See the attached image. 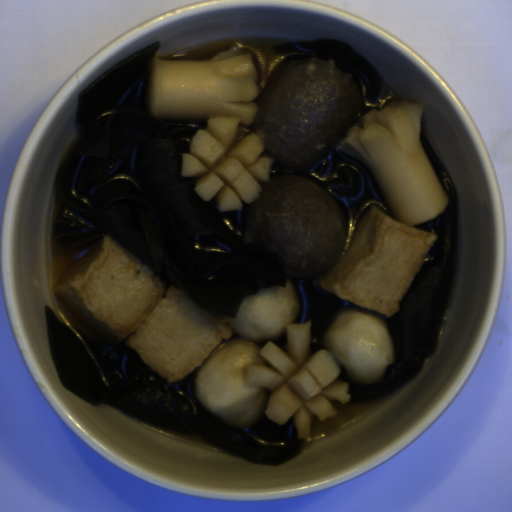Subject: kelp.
<instances>
[{
	"label": "kelp",
	"mask_w": 512,
	"mask_h": 512,
	"mask_svg": "<svg viewBox=\"0 0 512 512\" xmlns=\"http://www.w3.org/2000/svg\"><path fill=\"white\" fill-rule=\"evenodd\" d=\"M44 316L61 384L88 403L114 405L157 427L200 435L262 464H285L301 451L303 438L287 421L278 424L265 414L249 427H234L209 412L195 394V372L169 383L123 341L87 338L47 305Z\"/></svg>",
	"instance_id": "cf089659"
},
{
	"label": "kelp",
	"mask_w": 512,
	"mask_h": 512,
	"mask_svg": "<svg viewBox=\"0 0 512 512\" xmlns=\"http://www.w3.org/2000/svg\"><path fill=\"white\" fill-rule=\"evenodd\" d=\"M160 40L114 64L77 98L83 135L55 177L59 212L53 224L58 251L110 236L151 268L166 291L172 285L214 316L236 318L247 295L260 289H296L294 324L311 320L310 353L325 350L333 315L357 306L323 290L319 279L286 276L274 250L244 243L248 206L222 211L195 191L200 177L182 176V155L206 121L164 120L150 114L149 68Z\"/></svg>",
	"instance_id": "99668d17"
},
{
	"label": "kelp",
	"mask_w": 512,
	"mask_h": 512,
	"mask_svg": "<svg viewBox=\"0 0 512 512\" xmlns=\"http://www.w3.org/2000/svg\"><path fill=\"white\" fill-rule=\"evenodd\" d=\"M275 52L313 54L319 60H333L341 72L349 73L365 100V110L379 109L383 81L376 67L346 43L335 39L318 38L312 41L275 45Z\"/></svg>",
	"instance_id": "d102d525"
},
{
	"label": "kelp",
	"mask_w": 512,
	"mask_h": 512,
	"mask_svg": "<svg viewBox=\"0 0 512 512\" xmlns=\"http://www.w3.org/2000/svg\"><path fill=\"white\" fill-rule=\"evenodd\" d=\"M279 346L281 349L288 353V339H287V330L284 331L274 342H272Z\"/></svg>",
	"instance_id": "69b00fe1"
},
{
	"label": "kelp",
	"mask_w": 512,
	"mask_h": 512,
	"mask_svg": "<svg viewBox=\"0 0 512 512\" xmlns=\"http://www.w3.org/2000/svg\"><path fill=\"white\" fill-rule=\"evenodd\" d=\"M299 175L319 184L343 206L348 220L345 252L370 205L377 204L396 220L368 167L336 148Z\"/></svg>",
	"instance_id": "861f05c9"
},
{
	"label": "kelp",
	"mask_w": 512,
	"mask_h": 512,
	"mask_svg": "<svg viewBox=\"0 0 512 512\" xmlns=\"http://www.w3.org/2000/svg\"><path fill=\"white\" fill-rule=\"evenodd\" d=\"M421 146L439 182L449 195L445 209L436 217L409 227L437 235L423 264L392 316L376 313L385 321L395 349V360L377 384L354 381L338 361L337 379L348 381L349 403L371 400L395 391L421 372L439 343L440 329L454 284L458 260L459 199L454 180L428 136L420 131Z\"/></svg>",
	"instance_id": "604fcf36"
}]
</instances>
